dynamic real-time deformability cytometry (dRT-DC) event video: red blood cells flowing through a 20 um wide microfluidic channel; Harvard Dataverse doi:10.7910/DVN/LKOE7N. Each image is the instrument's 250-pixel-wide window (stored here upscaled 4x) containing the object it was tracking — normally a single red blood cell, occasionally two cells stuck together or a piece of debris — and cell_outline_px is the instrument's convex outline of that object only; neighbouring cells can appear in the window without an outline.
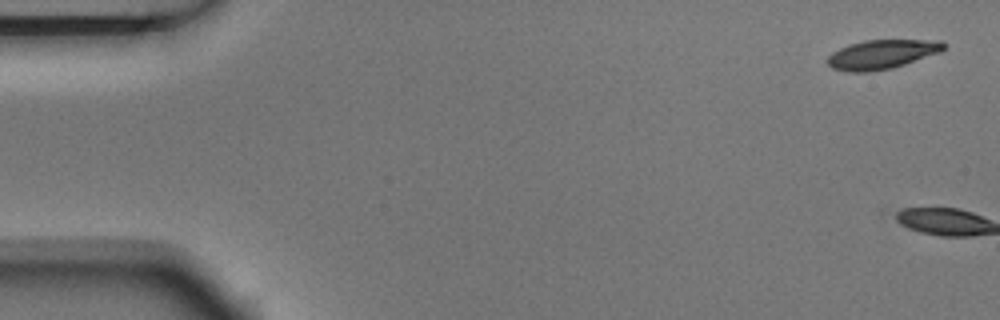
{"species": "Egyptian fruit bat (a non-hibernating species)", "species_latin": "Rousettus aegyptiacus", "temperature_condition": "room temperature", "stored_images_in_passage": 5, "camera_frame_rate_fps": 3000, "um_per_image_px": 0.085, "animal": {"sex": "male"}, "frame": {"image": 1, "passage_image": 1, "time_ms": 0.0, "image_size_px": [1000, 320], "cell_outline_px": [[948, 44], [940, 52], [892, 68], [868, 72], [848, 72], [832, 68], [828, 64], [828, 56], [832, 52], [840, 48], [864, 40], [940, 40]], "centroid_in_image_um": [74.97, 4.62], "position_along_channel_um": 10.0, "area_um2": 19.65}}